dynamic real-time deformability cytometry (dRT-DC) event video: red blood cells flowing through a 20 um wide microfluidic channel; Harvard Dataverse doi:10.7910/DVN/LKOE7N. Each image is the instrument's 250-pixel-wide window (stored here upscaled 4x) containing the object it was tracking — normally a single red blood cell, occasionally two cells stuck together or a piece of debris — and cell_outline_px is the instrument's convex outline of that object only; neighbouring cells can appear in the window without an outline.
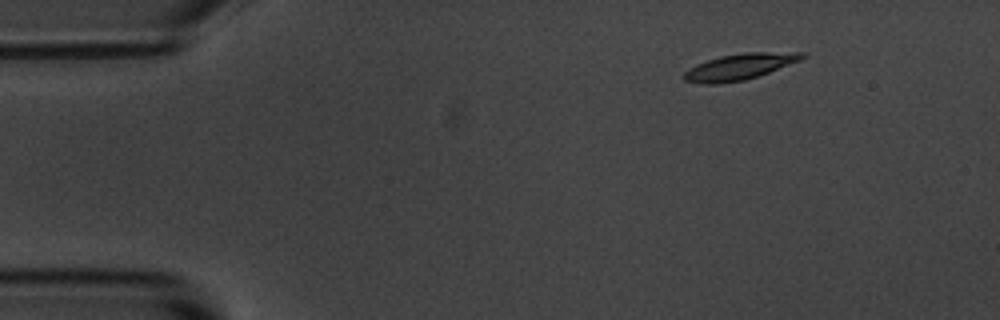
{"species": "common noctule bat (a hibernating species)", "species_latin": "Nyctalus noctula", "temperature_condition": "room temperature", "stored_images_in_passage": 49, "camera_frame_rate_fps": 3000, "um_per_image_px": 0.085, "animal": {"sex": "male", "body_mass_g": 20.1, "forearm_length_mm": 53.5}, "frame": {"image": 1, "passage_image": 1, "time_ms": 0.0, "image_size_px": [1000, 320], "cell_outline_px": [[804, 56], [800, 60], [768, 72], [744, 80], [716, 84], [704, 84], [684, 80], [680, 76], [684, 72], [696, 64], [720, 56], [744, 52], [804, 52]], "centroid_in_image_um": [62.8, 5.67], "position_along_channel_um": 22.2, "area_um2": 17.74}}
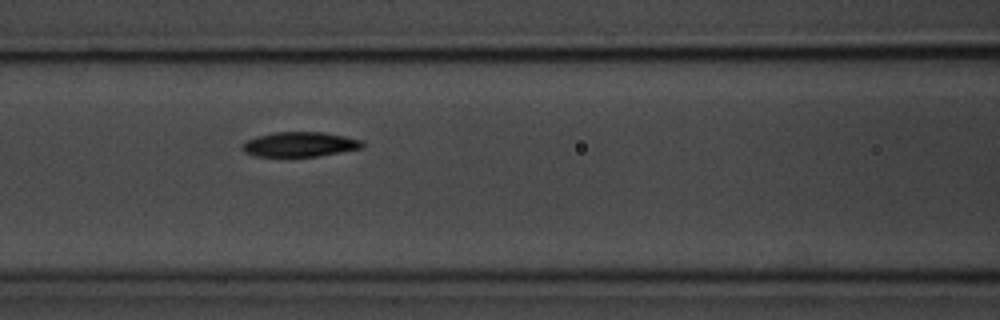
{"frame": {"image": 2, "passage_image": 17, "time_ms": 5.333, "image_size_px": [1000, 320], "cell_outline_px": [[364, 148], [316, 156], [256, 156], [244, 152], [240, 148], [248, 140], [256, 136], [272, 132], [324, 132], [344, 136], [360, 140], [364, 144]], "centroid_in_image_um": [25.48, 12.26], "position_along_channel_um": 141.1, "area_um2": 17.22}}
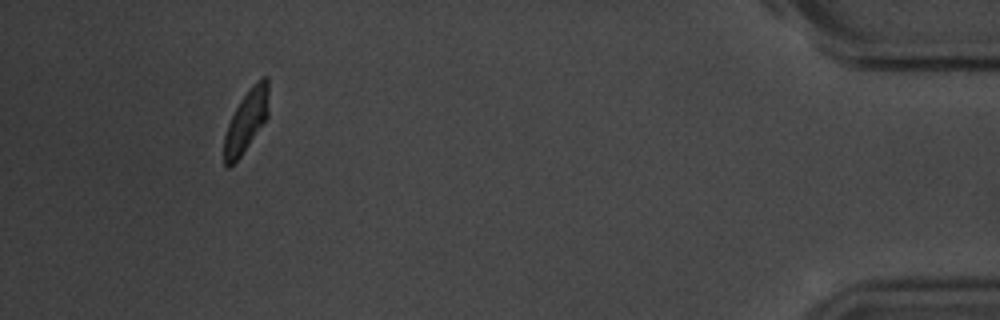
{"frame": {"image": 3, "passage_image": 45, "time_ms": 14.667, "image_size_px": [1000, 320], "cell_outline_px": [[268, 116], [240, 156], [228, 168], [224, 164], [224, 136], [228, 124], [240, 100], [248, 88], [260, 76], [268, 76]], "centroid_in_image_um": [20.94, 10.21], "position_along_channel_um": 414.3, "area_um2": 15.95}, "authors_computed_cell_mechanics": {"area_um2": 17.5134, "velocity_mm_per_s": 3.6368, "shape_relaxation_time_tau1_ms": 2.0148, "shape_relaxation_time_tau2_ms": 3.8772, "deformation_change_tau1": 0.1256, "deformation_change_tau2": 0.071}}